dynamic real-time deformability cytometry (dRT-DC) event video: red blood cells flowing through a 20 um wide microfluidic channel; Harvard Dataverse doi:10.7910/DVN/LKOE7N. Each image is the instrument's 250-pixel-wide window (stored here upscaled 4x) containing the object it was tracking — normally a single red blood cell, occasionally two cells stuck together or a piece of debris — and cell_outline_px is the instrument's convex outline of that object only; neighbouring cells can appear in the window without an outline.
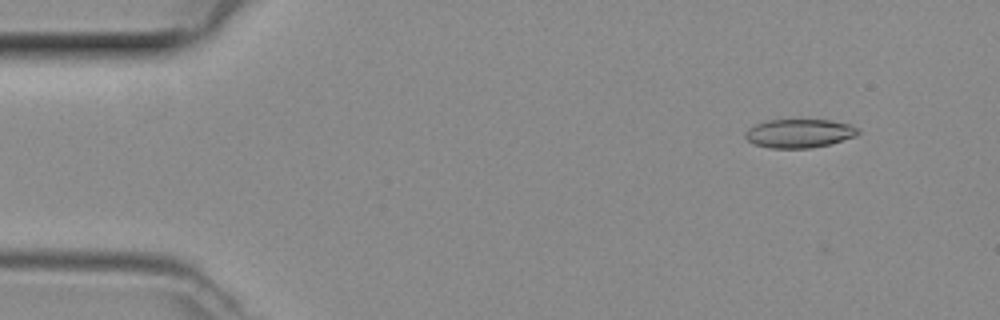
{"species": "common noctule bat (a hibernating species)", "species_latin": "Nyctalus noctula", "temperature_condition": "room temperature", "stored_images_in_passage": 15, "camera_frame_rate_fps": 3000, "um_per_image_px": 0.085, "animal": {"sex": "female", "body_mass_g": 29.2, "forearm_length_mm": 56.3}, "frame": {"image": 1, "passage_image": 5, "time_ms": 1.333, "image_size_px": [1000, 320], "cell_outline_px": [[860, 132], [856, 136], [828, 144], [808, 148], [772, 148], [756, 144], [748, 140], [744, 136], [748, 128], [756, 124], [768, 120], [832, 120], [852, 124], [860, 128]], "centroid_in_image_um": [67.99, 11.32], "position_along_channel_um": 17.0, "area_um2": 18.79}}
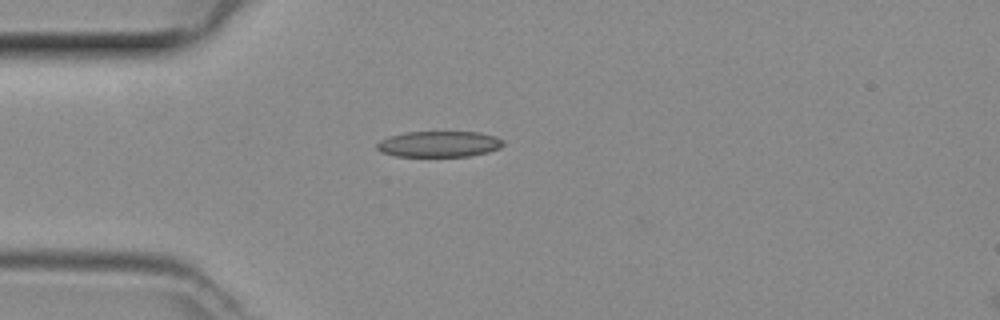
{"frame": {"image": 2, "passage_image": 13, "time_ms": 4.0, "image_size_px": [1000, 320], "cell_outline_px": [[504, 144], [500, 148], [488, 152], [468, 156], [396, 156], [380, 152], [376, 148], [376, 144], [380, 140], [388, 136], [408, 132], [480, 132], [496, 136], [504, 140]], "centroid_in_image_um": [37.32, 12.24], "position_along_channel_um": 47.7, "area_um2": 19.19}}